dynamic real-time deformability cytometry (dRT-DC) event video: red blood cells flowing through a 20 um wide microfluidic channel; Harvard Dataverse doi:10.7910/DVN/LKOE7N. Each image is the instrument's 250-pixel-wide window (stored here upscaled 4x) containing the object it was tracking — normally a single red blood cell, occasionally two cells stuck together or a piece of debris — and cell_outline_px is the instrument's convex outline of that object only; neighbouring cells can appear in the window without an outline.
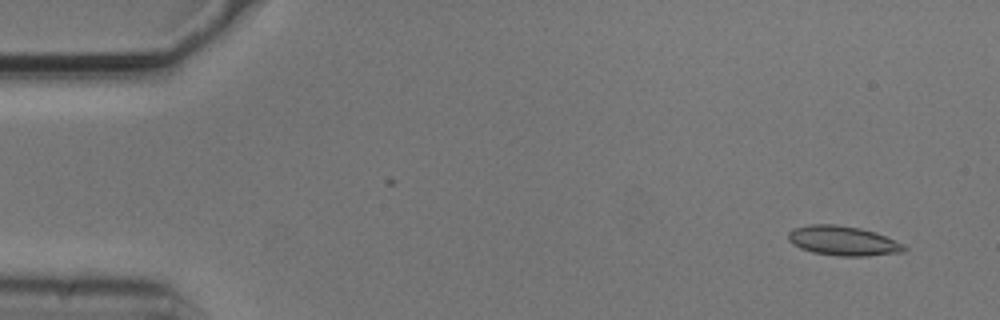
{"species": "common noctule bat (a hibernating species)", "species_latin": "Nyctalus noctula", "temperature_condition": "cold", "stored_images_in_passage": 10, "camera_frame_rate_fps": 3000, "um_per_image_px": 0.085, "animal": {"sex": "male", "body_mass_g": 20.5, "forearm_length_mm": 52.5}, "frame": {"image": 1, "passage_image": 1, "time_ms": 0.0, "image_size_px": [1000, 320], "cell_outline_px": [[908, 248], [904, 252], [868, 256], [840, 256], [812, 252], [800, 248], [792, 244], [788, 240], [788, 232], [792, 228], [808, 224], [836, 224], [860, 228], [876, 232], [904, 244]], "centroid_in_image_um": [71.65, 20.46], "position_along_channel_um": 13.3, "area_um2": 20.23}}
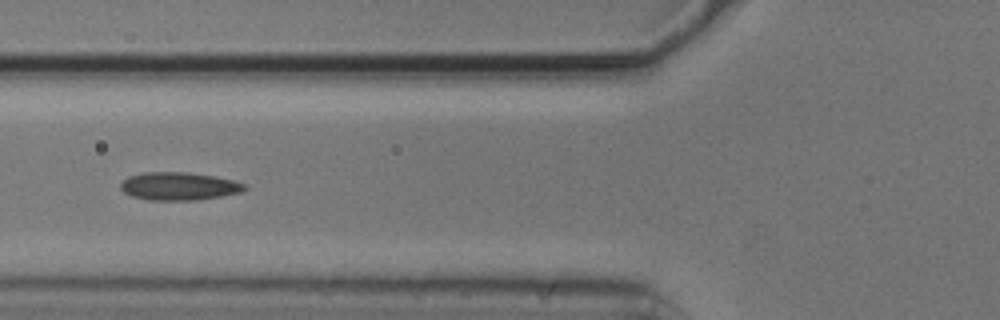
{"frame": {"image": 2, "passage_image": 5, "time_ms": 1.333, "image_size_px": [1000, 320], "cell_outline_px": [[248, 188], [240, 192], [220, 196], [196, 200], [152, 200], [132, 196], [124, 192], [120, 188], [120, 184], [128, 176], [144, 172], [188, 172], [212, 176], [232, 180], [248, 184]], "centroid_in_image_um": [15.21, 15.82], "position_along_channel_um": 110.6, "area_um2": 20.11}}
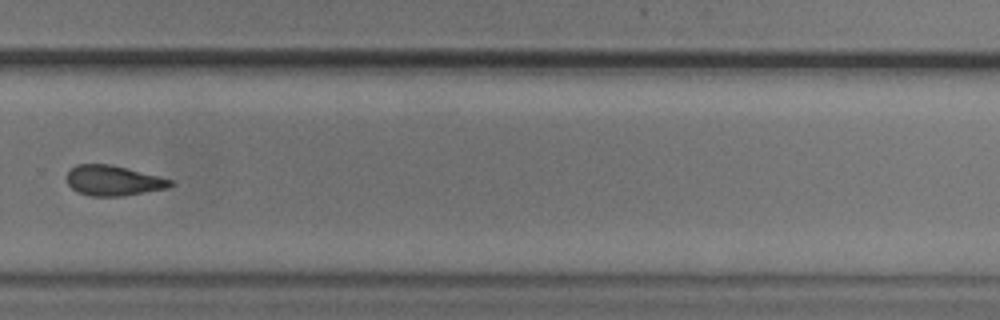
{"frame": {"image": 3, "passage_image": 10, "time_ms": 3.0, "image_size_px": [1000, 320], "cell_outline_px": [[176, 184], [168, 188], [120, 196], [92, 196], [76, 192], [68, 184], [68, 172], [76, 164], [112, 164], [172, 180]], "centroid_in_image_um": [9.63, 15.35], "position_along_channel_um": 320.2, "area_um2": 18.09}}